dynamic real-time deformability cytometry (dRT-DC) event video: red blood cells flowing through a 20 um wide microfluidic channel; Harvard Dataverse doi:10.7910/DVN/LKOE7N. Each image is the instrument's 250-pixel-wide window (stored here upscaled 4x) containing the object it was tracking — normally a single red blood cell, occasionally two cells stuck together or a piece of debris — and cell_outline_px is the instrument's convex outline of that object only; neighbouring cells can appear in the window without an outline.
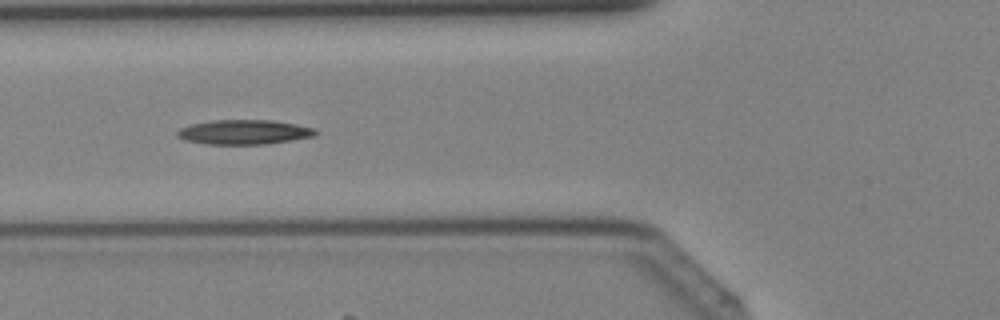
{"species": "Egyptian fruit bat (a non-hibernating species)", "species_latin": "Rousettus aegyptiacus", "temperature_condition": "cold", "stored_images_in_passage": 26, "camera_frame_rate_fps": 3000, "um_per_image_px": 0.085, "animal": {"sex": "female"}, "frame": {"image": 1, "passage_image": 6, "time_ms": 1.667, "image_size_px": [1000, 320], "cell_outline_px": [[316, 136], [268, 144], [204, 144], [184, 140], [176, 136], [176, 132], [180, 128], [192, 124], [212, 120], [272, 120], [296, 124], [316, 128]], "centroid_in_image_um": [20.75, 11.23], "position_along_channel_um": 105.1, "area_um2": 19.94}}
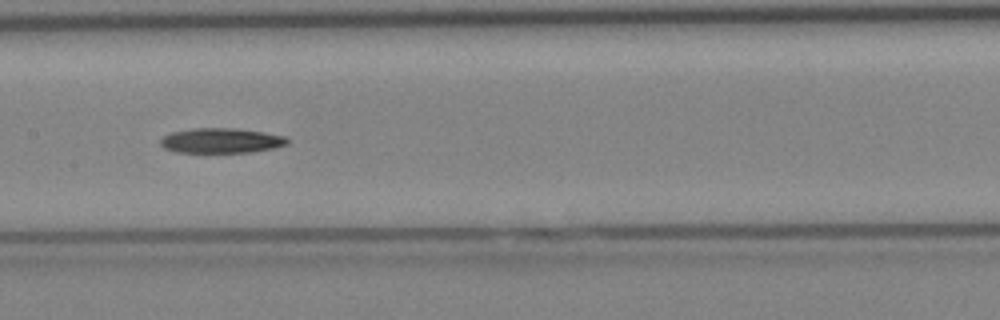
{"frame": {"image": 2, "passage_image": 11, "time_ms": 3.333, "image_size_px": [1000, 320], "cell_outline_px": [[288, 144], [272, 148], [252, 152], [176, 152], [164, 148], [160, 144], [160, 140], [164, 136], [172, 132], [192, 128], [232, 128], [264, 132], [288, 136]], "centroid_in_image_um": [18.81, 11.94], "position_along_channel_um": 188.6, "area_um2": 18.44}}
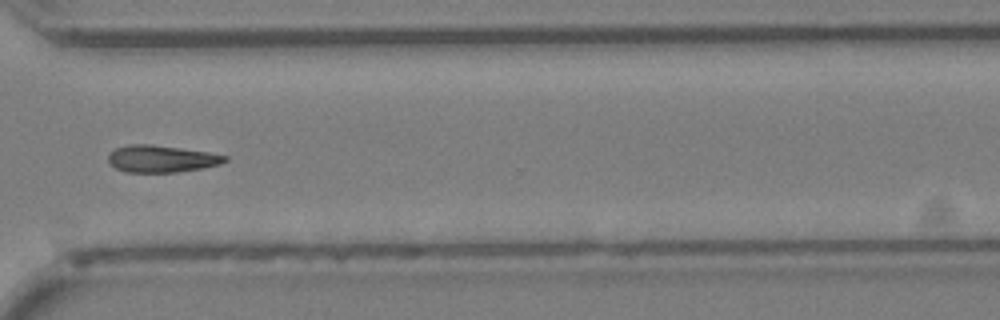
{"frame": {"image": 3, "passage_image": 21, "time_ms": 6.667, "image_size_px": [1000, 320], "cell_outline_px": [[228, 160], [220, 164], [200, 168], [176, 172], [124, 172], [116, 168], [108, 160], [108, 156], [116, 148], [132, 144], [152, 144], [208, 152], [228, 156]], "centroid_in_image_um": [13.73, 13.49], "position_along_channel_um": 356.9, "area_um2": 18.15}}